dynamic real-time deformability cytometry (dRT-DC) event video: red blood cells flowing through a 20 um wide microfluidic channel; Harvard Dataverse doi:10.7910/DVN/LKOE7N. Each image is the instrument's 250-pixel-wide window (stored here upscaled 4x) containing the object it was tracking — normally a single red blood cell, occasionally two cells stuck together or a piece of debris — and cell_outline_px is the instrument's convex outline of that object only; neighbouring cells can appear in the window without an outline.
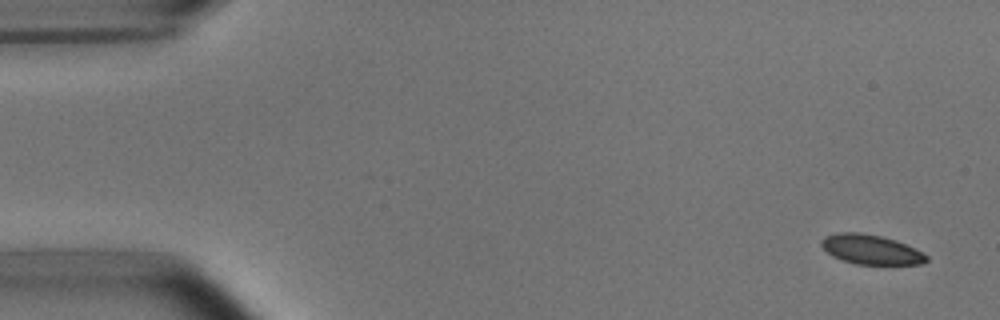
{"species": "common noctule bat (a hibernating species)", "species_latin": "Nyctalus noctula", "temperature_condition": "room temperature", "stored_images_in_passage": 7, "camera_frame_rate_fps": 3000, "um_per_image_px": 0.085, "animal": {"sex": "male", "body_mass_g": 15.6}, "frame": {"image": 1, "passage_image": 1, "time_ms": 0.0, "image_size_px": [1000, 320], "cell_outline_px": [[928, 260], [924, 264], [856, 264], [832, 256], [820, 244], [820, 240], [824, 236], [836, 232], [860, 232], [880, 236], [896, 240], [928, 256]], "centroid_in_image_um": [73.99, 21.2], "position_along_channel_um": 11.0, "area_um2": 17.98}}
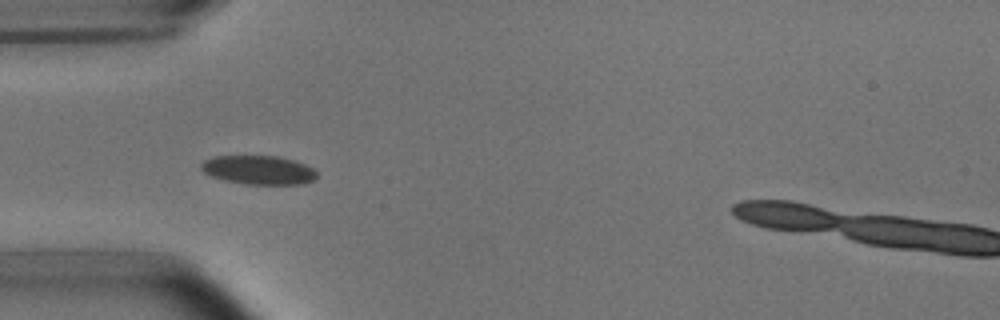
{"frame": {"image": 2, "passage_image": 5, "time_ms": 4.667, "image_size_px": [1000, 320], "cell_outline_px": [[316, 176], [312, 180], [304, 184], [244, 184], [224, 180], [212, 176], [204, 172], [200, 168], [200, 164], [204, 160], [212, 156], [276, 156], [296, 160], [312, 168], [316, 172]], "centroid_in_image_um": [21.95, 14.44], "position_along_channel_um": 63.0, "area_um2": 19.48}}